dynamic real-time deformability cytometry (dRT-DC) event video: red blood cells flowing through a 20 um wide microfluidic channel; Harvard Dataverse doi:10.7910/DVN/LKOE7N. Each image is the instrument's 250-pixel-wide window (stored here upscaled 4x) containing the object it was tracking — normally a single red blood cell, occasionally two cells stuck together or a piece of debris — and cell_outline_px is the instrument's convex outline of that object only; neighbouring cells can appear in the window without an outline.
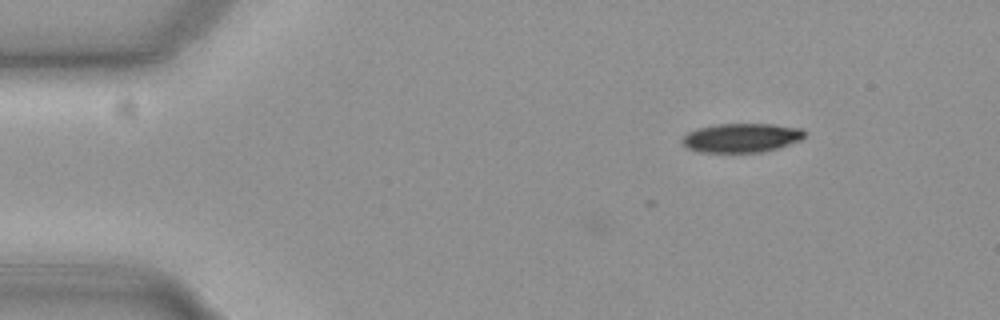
{"species": "common noctule bat (a hibernating species)", "species_latin": "Nyctalus noctula", "temperature_condition": "cold", "stored_images_in_passage": 3, "camera_frame_rate_fps": 3000, "um_per_image_px": 0.085, "animal": {"sex": "female", "body_mass_g": 19.3, "forearm_length_mm": 54.1}, "frame": {"image": 1, "passage_image": 1, "time_ms": 0.0, "image_size_px": [1000, 320], "cell_outline_px": [[804, 136], [800, 140], [764, 152], [700, 152], [688, 148], [680, 140], [688, 132], [696, 128], [716, 124], [772, 124], [800, 128], [804, 132]], "centroid_in_image_um": [62.98, 11.71], "position_along_channel_um": 22.0, "area_um2": 20.58}}